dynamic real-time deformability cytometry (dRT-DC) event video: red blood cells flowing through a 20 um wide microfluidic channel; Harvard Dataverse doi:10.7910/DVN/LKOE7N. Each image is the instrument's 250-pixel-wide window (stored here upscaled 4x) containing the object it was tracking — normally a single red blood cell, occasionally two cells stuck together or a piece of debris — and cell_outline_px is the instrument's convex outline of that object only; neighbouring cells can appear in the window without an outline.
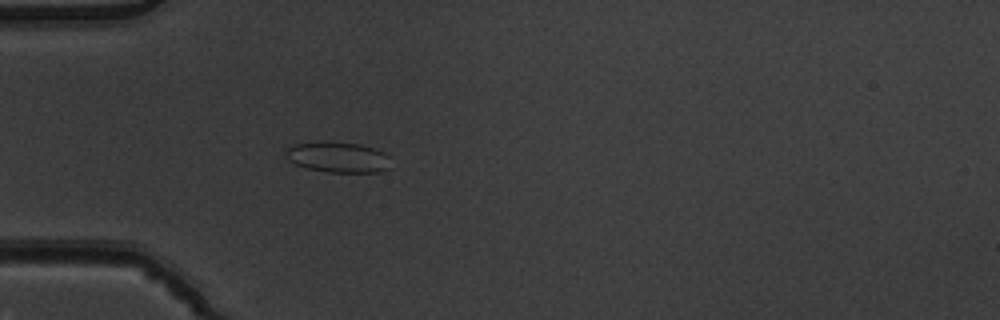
{"species": "common noctule bat (a hibernating species)", "species_latin": "Nyctalus noctula", "temperature_condition": "warm", "stored_images_in_passage": 4, "camera_frame_rate_fps": 3000, "um_per_image_px": 0.085, "animal": {"sex": "male", "body_mass_g": 19.5, "forearm_length_mm": 54.6}, "frame": {"image": 1, "passage_image": 4, "time_ms": 1.0, "image_size_px": [1000, 320], "cell_outline_px": [[388, 168], [380, 172], [328, 172], [308, 168], [296, 164], [288, 160], [284, 156], [284, 148], [292, 144], [360, 144], [376, 148], [384, 152], [388, 156]], "centroid_in_image_um": [28.71, 13.39], "position_along_channel_um": 56.3, "area_um2": 18.15}}